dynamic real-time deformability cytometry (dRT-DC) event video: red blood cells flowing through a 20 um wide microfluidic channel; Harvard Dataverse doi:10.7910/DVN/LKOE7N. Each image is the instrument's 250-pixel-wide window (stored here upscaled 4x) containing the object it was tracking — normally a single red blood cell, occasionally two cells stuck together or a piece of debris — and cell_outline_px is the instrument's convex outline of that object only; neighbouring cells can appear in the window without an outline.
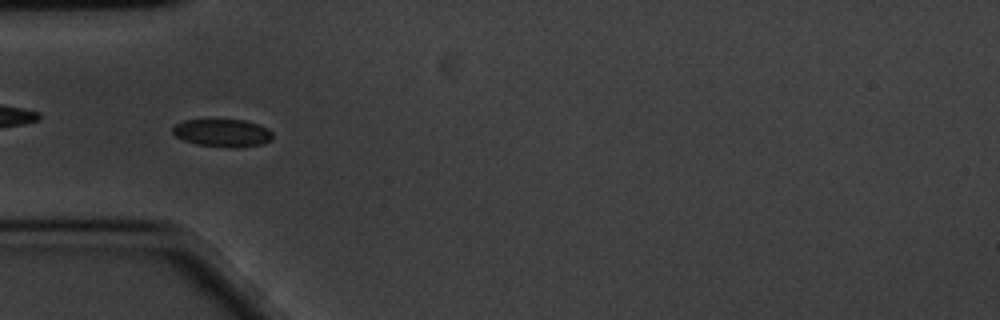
{"species": "common noctule bat (a hibernating species)", "species_latin": "Nyctalus noctula", "temperature_condition": "cold", "stored_images_in_passage": 59, "camera_frame_rate_fps": 3000, "um_per_image_px": 0.085, "animal": {"sex": "male", "body_mass_g": 20.1, "forearm_length_mm": 53.5}, "frame": {"image": 1, "passage_image": 18, "time_ms": 5.667, "image_size_px": [1000, 320], "cell_outline_px": [[272, 140], [264, 144], [236, 148], [196, 144], [184, 140], [176, 136], [172, 132], [172, 128], [176, 124], [184, 120], [244, 120], [260, 124], [268, 128], [272, 132]], "centroid_in_image_um": [18.95, 11.3], "position_along_channel_um": 66.0, "area_um2": 16.24}}